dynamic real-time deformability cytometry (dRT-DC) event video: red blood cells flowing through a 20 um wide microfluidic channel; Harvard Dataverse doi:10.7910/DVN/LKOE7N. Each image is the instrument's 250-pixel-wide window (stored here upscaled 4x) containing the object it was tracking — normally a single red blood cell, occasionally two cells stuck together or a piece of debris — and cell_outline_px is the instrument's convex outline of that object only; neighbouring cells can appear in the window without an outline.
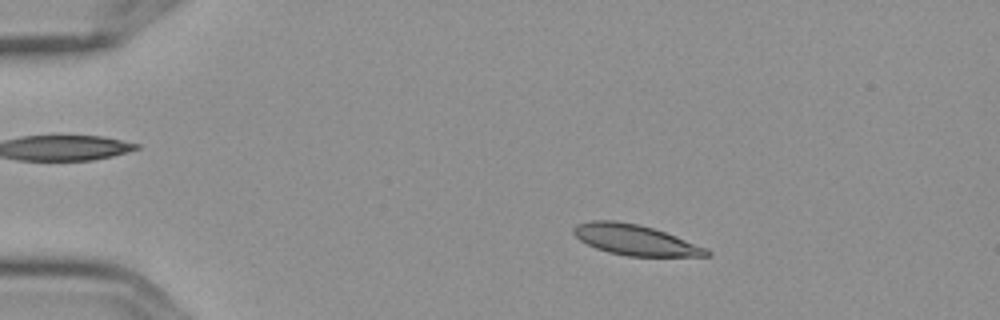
{"species": "Egyptian fruit bat (a non-hibernating species)", "species_latin": "Rousettus aegyptiacus", "temperature_condition": "cold", "stored_images_in_passage": 5, "camera_frame_rate_fps": 3000, "um_per_image_px": 0.085, "frame": {"image": 1, "passage_image": 3, "time_ms": 0.667, "image_size_px": [1000, 320], "cell_outline_px": [[712, 256], [628, 256], [608, 252], [596, 248], [580, 240], [572, 232], [572, 228], [576, 224], [592, 220], [612, 220], [640, 224], [676, 236], [704, 248], [712, 252]], "centroid_in_image_um": [53.94, 20.38], "position_along_channel_um": 31.1, "area_um2": 23.47}}